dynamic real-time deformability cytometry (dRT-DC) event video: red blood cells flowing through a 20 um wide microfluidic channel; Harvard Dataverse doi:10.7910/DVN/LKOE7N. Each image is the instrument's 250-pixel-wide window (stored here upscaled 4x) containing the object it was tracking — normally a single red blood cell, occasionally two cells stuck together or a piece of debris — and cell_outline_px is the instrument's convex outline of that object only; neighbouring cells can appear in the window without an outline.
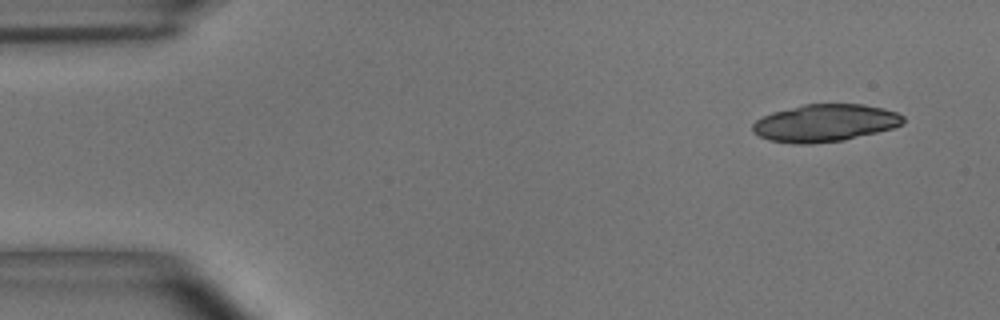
{"species": "common noctule bat (a hibernating species)", "species_latin": "Nyctalus noctula", "temperature_condition": "room temperature", "stored_images_in_passage": 13, "camera_frame_rate_fps": 3000, "um_per_image_px": 0.085, "animal": {"sex": "male", "body_mass_g": 15.6}, "frame": {"image": 1, "passage_image": 1, "time_ms": 0.0, "image_size_px": [1000, 320], "cell_outline_px": [[904, 124], [892, 128], [844, 140], [812, 144], [792, 144], [768, 140], [752, 132], [752, 124], [756, 120], [772, 112], [804, 104], [864, 104], [884, 108], [896, 112], [904, 116]], "centroid_in_image_um": [70.11, 10.45], "position_along_channel_um": 14.9, "area_um2": 32.95}}